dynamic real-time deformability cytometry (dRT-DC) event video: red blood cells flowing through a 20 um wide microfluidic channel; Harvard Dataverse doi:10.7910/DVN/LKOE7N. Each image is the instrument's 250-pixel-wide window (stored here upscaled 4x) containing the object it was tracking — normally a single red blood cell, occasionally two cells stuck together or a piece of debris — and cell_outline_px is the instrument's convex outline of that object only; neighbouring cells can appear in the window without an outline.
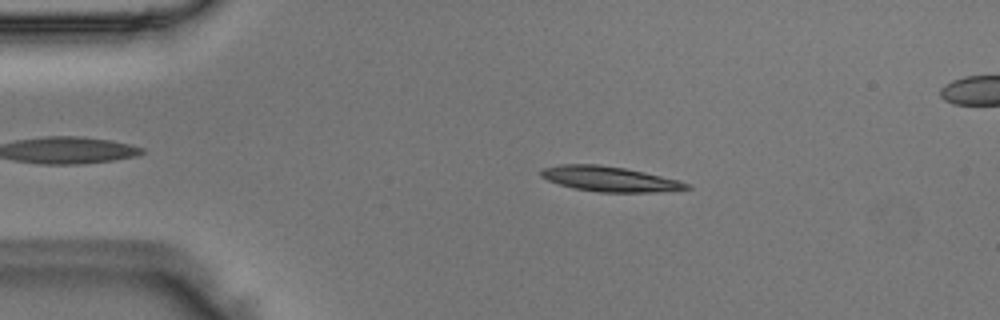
{"species": "Egyptian fruit bat (a non-hibernating species)", "species_latin": "Rousettus aegyptiacus", "temperature_condition": "room temperature", "stored_images_in_passage": 45, "segment_of_instrument_passage": [1, 2], "camera_frame_rate_fps": 3000, "um_per_image_px": 0.085, "animal": {"sex": "male"}, "frame": {"image": 1, "passage_image": 4, "time_ms": 1.0, "image_size_px": [1000, 320], "cell_outline_px": [[692, 188], [652, 192], [600, 192], [572, 188], [548, 180], [540, 176], [540, 172], [544, 168], [560, 164], [596, 164], [624, 168], [644, 172], [680, 180], [688, 184]], "centroid_in_image_um": [51.8, 15.21], "position_along_channel_um": 33.2, "area_um2": 21.1}}
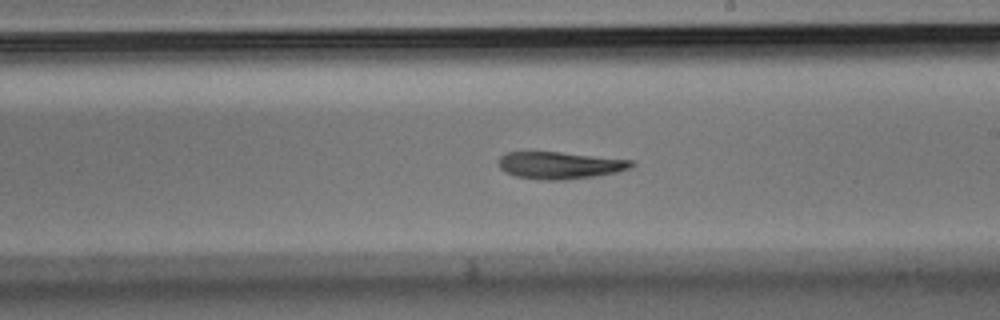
{"frame": {"image": 2, "passage_image": 23, "time_ms": 7.333, "image_size_px": [1000, 320], "cell_outline_px": [[636, 164], [628, 168], [616, 172], [596, 176], [564, 180], [536, 180], [516, 176], [504, 172], [500, 168], [500, 156], [508, 152], [560, 152], [636, 160]], "centroid_in_image_um": [47.62, 14.05], "position_along_channel_um": 241.4, "area_um2": 21.1}}
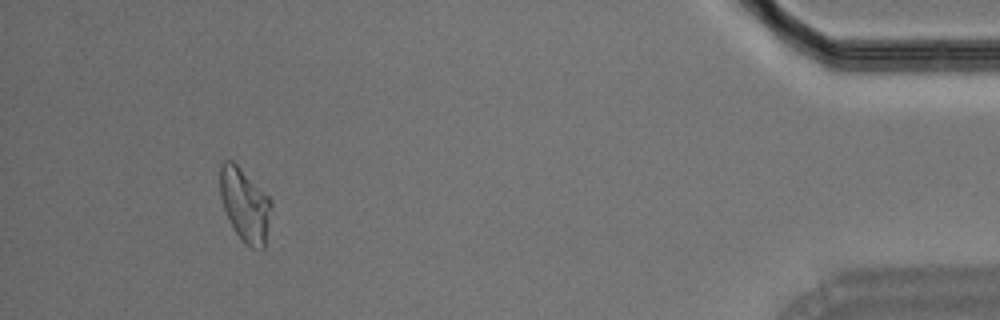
{"frame": {"image": 3, "passage_image": 41, "time_ms": 13.333, "image_size_px": [1000, 320], "cell_outline_px": [[272, 208], [264, 248], [252, 248], [244, 244], [236, 232], [224, 208], [220, 196], [220, 164], [224, 160], [232, 160], [272, 200]], "centroid_in_image_um": [20.82, 17.41], "position_along_channel_um": 414.4, "area_um2": 21.62}}